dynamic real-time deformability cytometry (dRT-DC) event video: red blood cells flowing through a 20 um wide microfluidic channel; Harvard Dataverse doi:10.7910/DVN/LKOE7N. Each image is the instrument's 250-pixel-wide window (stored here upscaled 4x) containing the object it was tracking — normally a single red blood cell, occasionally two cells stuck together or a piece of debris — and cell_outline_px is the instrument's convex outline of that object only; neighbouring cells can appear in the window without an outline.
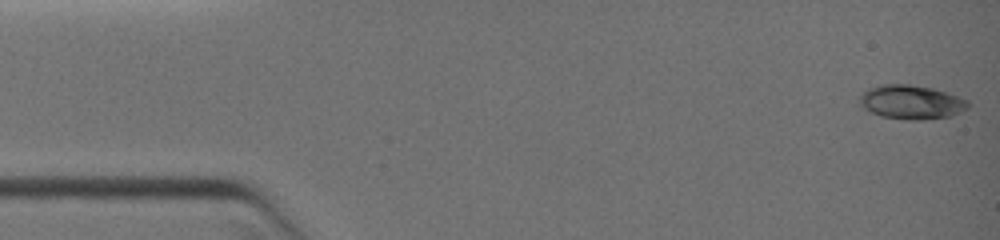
{"species": "common noctule bat (a hibernating species)", "species_latin": "Nyctalus noctula", "temperature_condition": "warm", "stored_images_in_passage": 30, "camera_frame_rate_fps": 3000, "um_per_image_px": 0.085, "animal": {"sex": "female", "body_mass_g": 19.0, "forearm_length_mm": 51.5}, "frame": {"image": 1, "passage_image": 1, "time_ms": 0.0, "image_size_px": [1000, 240], "cell_outline_px": [[968, 108], [952, 116], [924, 120], [904, 120], [880, 116], [864, 108], [860, 104], [860, 92], [868, 88], [880, 84], [908, 84], [932, 88], [968, 100]], "centroid_in_image_um": [77.43, 8.69], "position_along_channel_um": 7.6, "area_um2": 21.62}}
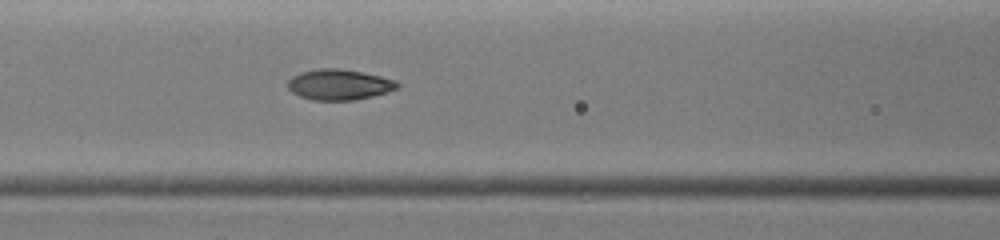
{"frame": {"image": 2, "passage_image": 13, "time_ms": 5.333, "image_size_px": [1000, 240], "cell_outline_px": [[400, 84], [396, 88], [388, 92], [372, 96], [352, 100], [312, 100], [300, 96], [292, 92], [288, 88], [288, 80], [292, 76], [300, 72], [316, 68], [340, 68], [380, 76], [396, 80]], "centroid_in_image_um": [28.8, 7.18], "position_along_channel_um": 137.8, "area_um2": 19.54}}
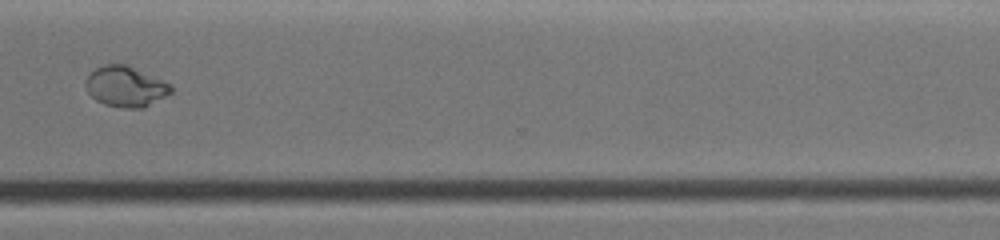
{"frame": {"image": 3, "passage_image": 26, "time_ms": 10.0, "image_size_px": [1000, 240], "cell_outline_px": [[176, 88], [172, 92], [144, 108], [124, 108], [104, 104], [96, 100], [88, 92], [84, 84], [84, 80], [96, 68], [104, 64], [128, 64], [172, 84]], "centroid_in_image_um": [10.7, 7.34], "position_along_channel_um": 359.9, "area_um2": 20.4}}